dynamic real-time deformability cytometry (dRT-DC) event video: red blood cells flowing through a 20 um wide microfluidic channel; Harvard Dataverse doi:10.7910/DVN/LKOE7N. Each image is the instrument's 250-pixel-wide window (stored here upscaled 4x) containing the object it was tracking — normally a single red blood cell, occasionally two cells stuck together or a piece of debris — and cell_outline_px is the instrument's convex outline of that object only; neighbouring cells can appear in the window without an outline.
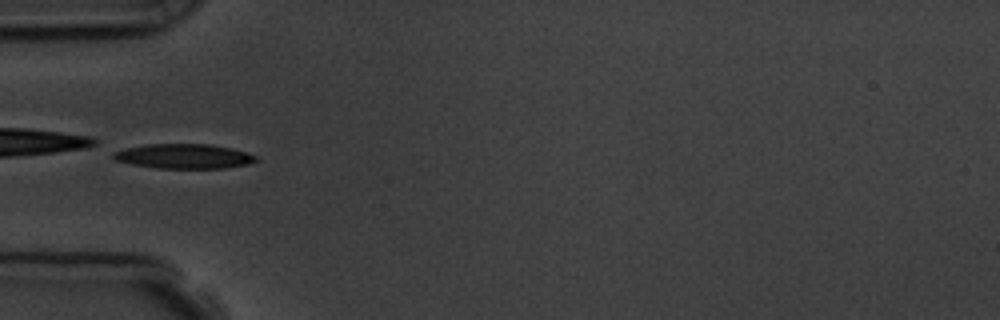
{"species": "common noctule bat (a hibernating species)", "species_latin": "Nyctalus noctula", "temperature_condition": "room temperature", "stored_images_in_passage": 7, "camera_frame_rate_fps": 3000, "um_per_image_px": 0.085, "animal": {"sex": "male", "body_mass_g": 19.5, "forearm_length_mm": 54.6}, "frame": {"image": 1, "passage_image": 5, "time_ms": 5.333, "image_size_px": [1000, 320], "cell_outline_px": [[260, 160], [248, 164], [224, 168], [156, 168], [132, 164], [112, 160], [112, 152], [128, 148], [148, 144], [208, 144], [232, 148], [256, 156]], "centroid_in_image_um": [15.62, 13.28], "position_along_channel_um": 69.4, "area_um2": 20.46}}